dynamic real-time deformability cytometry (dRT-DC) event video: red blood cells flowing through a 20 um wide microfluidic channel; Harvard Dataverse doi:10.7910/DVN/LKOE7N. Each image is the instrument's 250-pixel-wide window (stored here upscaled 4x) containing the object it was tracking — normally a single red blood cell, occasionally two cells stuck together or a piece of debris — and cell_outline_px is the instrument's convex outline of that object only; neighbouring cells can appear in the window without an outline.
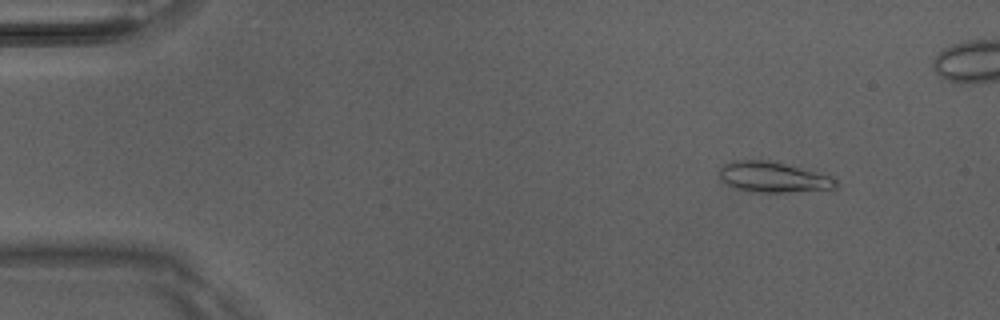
{"species": "Egyptian fruit bat (a non-hibernating species)", "species_latin": "Rousettus aegyptiacus", "temperature_condition": "room temperature", "stored_images_in_passage": 6, "camera_frame_rate_fps": 3000, "um_per_image_px": 0.085, "animal": {"sex": "male"}, "frame": {"image": 1, "passage_image": 2, "time_ms": 0.333, "image_size_px": [1000, 320], "cell_outline_px": [[836, 188], [784, 192], [752, 192], [732, 188], [720, 180], [720, 168], [724, 164], [732, 160], [764, 160], [784, 164], [832, 176], [836, 180]], "centroid_in_image_um": [65.65, 15.06], "position_along_channel_um": 19.4, "area_um2": 20.52}}